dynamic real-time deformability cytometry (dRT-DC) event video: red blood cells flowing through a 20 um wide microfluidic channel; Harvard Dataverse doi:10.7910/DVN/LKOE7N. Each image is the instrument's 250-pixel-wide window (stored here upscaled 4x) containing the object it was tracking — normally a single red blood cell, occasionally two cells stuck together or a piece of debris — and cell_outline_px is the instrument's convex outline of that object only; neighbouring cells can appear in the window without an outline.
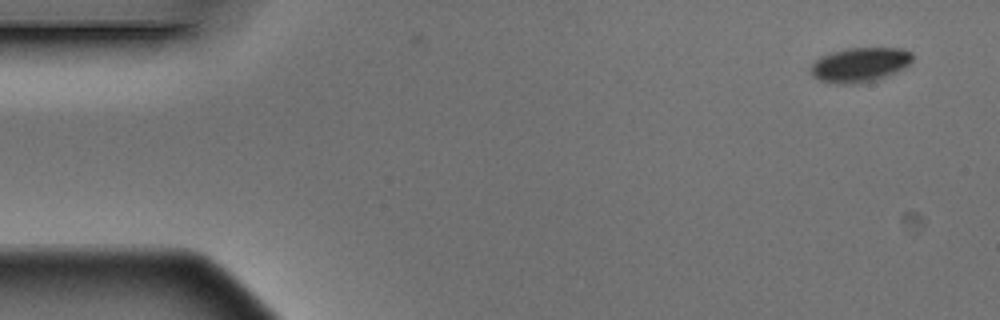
{"species": "Egyptian fruit bat (a non-hibernating species)", "species_latin": "Rousettus aegyptiacus", "temperature_condition": "warm", "stored_images_in_passage": 4, "segment_of_instrument_passage": [2, 2], "camera_frame_rate_fps": 3000, "um_per_image_px": 0.085, "animal": {"sex": "male"}, "frame": {"image": 1, "passage_image": 4, "time_ms": 1.0, "image_size_px": [1000, 320], "cell_outline_px": [[912, 60], [904, 68], [896, 72], [876, 80], [856, 84], [836, 84], [820, 80], [812, 76], [812, 64], [820, 56], [848, 48], [900, 48], [912, 52]], "centroid_in_image_um": [73.1, 5.51], "position_along_channel_um": 11.9, "area_um2": 20.35}}